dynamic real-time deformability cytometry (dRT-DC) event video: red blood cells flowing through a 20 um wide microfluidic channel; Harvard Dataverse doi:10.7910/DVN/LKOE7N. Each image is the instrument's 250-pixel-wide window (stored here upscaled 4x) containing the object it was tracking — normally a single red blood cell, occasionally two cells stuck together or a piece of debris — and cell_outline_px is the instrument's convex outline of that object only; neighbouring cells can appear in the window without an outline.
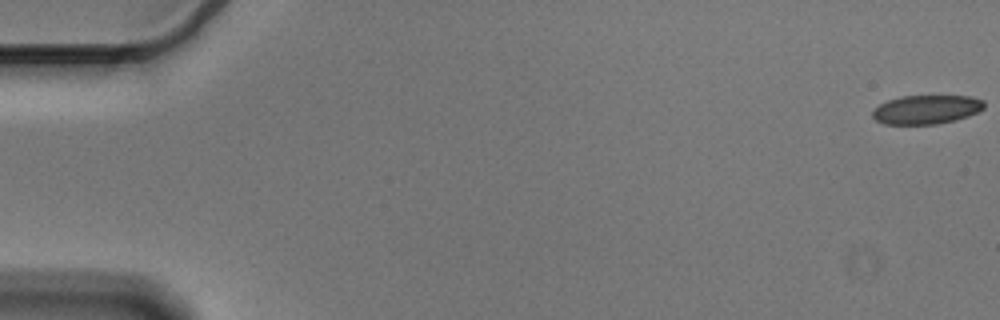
{"species": "Egyptian fruit bat (a non-hibernating species)", "species_latin": "Rousettus aegyptiacus", "temperature_condition": "cold", "stored_images_in_passage": 57, "camera_frame_rate_fps": 3000, "um_per_image_px": 0.085, "animal": {"sex": "male"}, "frame": {"image": 1, "passage_image": 1, "time_ms": 0.0, "image_size_px": [1000, 320], "cell_outline_px": [[984, 108], [968, 116], [956, 120], [936, 124], [884, 124], [876, 120], [872, 116], [872, 112], [880, 104], [888, 100], [900, 96], [972, 96], [984, 100]], "centroid_in_image_um": [78.75, 9.31], "position_along_channel_um": 6.2, "area_um2": 18.79}}
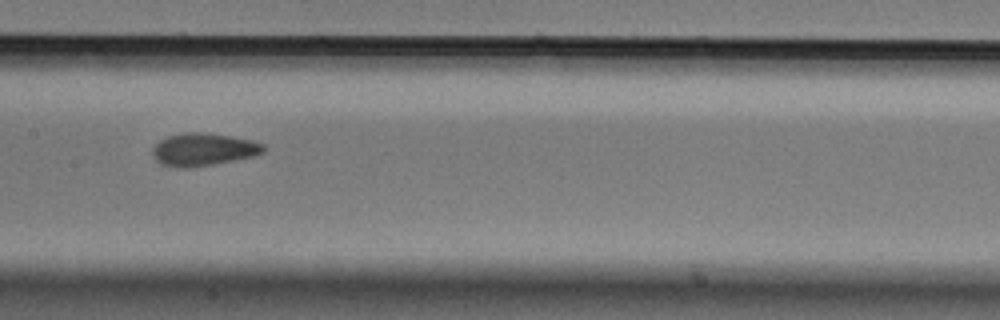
{"frame": {"image": 2, "passage_image": 29, "time_ms": 9.333, "image_size_px": [1000, 320], "cell_outline_px": [[264, 152], [256, 156], [216, 164], [192, 168], [176, 168], [164, 164], [156, 160], [152, 156], [152, 148], [160, 140], [168, 136], [184, 132], [200, 132], [228, 136], [252, 140], [264, 144]], "centroid_in_image_um": [17.29, 12.72], "position_along_channel_um": 190.1, "area_um2": 21.27}}
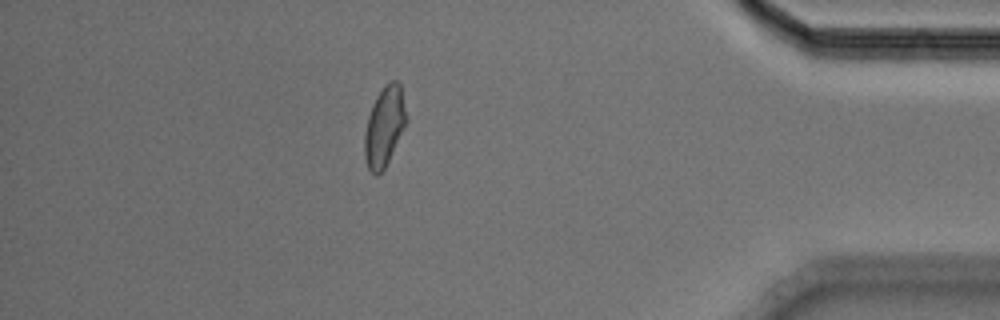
{"frame": {"image": 3, "passage_image": 50, "time_ms": 16.333, "image_size_px": [1000, 320], "cell_outline_px": [[408, 120], [384, 168], [376, 176], [368, 168], [364, 156], [364, 132], [368, 116], [372, 104], [376, 96], [384, 84], [392, 80], [396, 80], [400, 84]], "centroid_in_image_um": [32.66, 10.71], "position_along_channel_um": 402.5, "area_um2": 19.36}, "authors_computed_cell_mechanics": {"area_um2": 20.0566, "velocity_mm_per_s": 3.5826, "shape_relaxation_time_tau1_ms": 9.8098, "shape_relaxation_time_tau2_ms": 1.6269, "deformation_change_tau1": 0.1457, "deformation_change_tau2": 0.0663}}